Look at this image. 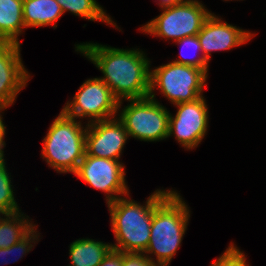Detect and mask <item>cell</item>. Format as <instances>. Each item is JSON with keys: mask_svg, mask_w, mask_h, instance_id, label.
I'll use <instances>...</instances> for the list:
<instances>
[{"mask_svg": "<svg viewBox=\"0 0 266 266\" xmlns=\"http://www.w3.org/2000/svg\"><path fill=\"white\" fill-rule=\"evenodd\" d=\"M83 53L104 74L103 80L121 105L122 99L133 100L149 96V60L139 50L111 48L100 44H77Z\"/></svg>", "mask_w": 266, "mask_h": 266, "instance_id": "6da1fadb", "label": "cell"}, {"mask_svg": "<svg viewBox=\"0 0 266 266\" xmlns=\"http://www.w3.org/2000/svg\"><path fill=\"white\" fill-rule=\"evenodd\" d=\"M189 217L187 205L175 191H167L156 202L151 222L150 242L144 253H154L158 266H169L180 247Z\"/></svg>", "mask_w": 266, "mask_h": 266, "instance_id": "7a4b0ae2", "label": "cell"}, {"mask_svg": "<svg viewBox=\"0 0 266 266\" xmlns=\"http://www.w3.org/2000/svg\"><path fill=\"white\" fill-rule=\"evenodd\" d=\"M167 191L156 190L142 206L119 197L108 204L112 229L117 244L113 249L122 252L144 253L150 242V230L156 202Z\"/></svg>", "mask_w": 266, "mask_h": 266, "instance_id": "3957f363", "label": "cell"}, {"mask_svg": "<svg viewBox=\"0 0 266 266\" xmlns=\"http://www.w3.org/2000/svg\"><path fill=\"white\" fill-rule=\"evenodd\" d=\"M81 122L67 116L63 111L51 124L46 137L42 155L47 164L61 173H75L84 158L85 134Z\"/></svg>", "mask_w": 266, "mask_h": 266, "instance_id": "277c9868", "label": "cell"}, {"mask_svg": "<svg viewBox=\"0 0 266 266\" xmlns=\"http://www.w3.org/2000/svg\"><path fill=\"white\" fill-rule=\"evenodd\" d=\"M207 75L202 69L174 62L159 66L150 72V93L155 86L172 104L193 102L202 96Z\"/></svg>", "mask_w": 266, "mask_h": 266, "instance_id": "5b68a950", "label": "cell"}, {"mask_svg": "<svg viewBox=\"0 0 266 266\" xmlns=\"http://www.w3.org/2000/svg\"><path fill=\"white\" fill-rule=\"evenodd\" d=\"M161 9H164L162 14L142 26L141 30L174 41L196 36L211 14L197 0H181L177 4Z\"/></svg>", "mask_w": 266, "mask_h": 266, "instance_id": "8992f818", "label": "cell"}, {"mask_svg": "<svg viewBox=\"0 0 266 266\" xmlns=\"http://www.w3.org/2000/svg\"><path fill=\"white\" fill-rule=\"evenodd\" d=\"M122 109L120 120L128 136L141 141H158L168 137L169 111L154 96L128 100Z\"/></svg>", "mask_w": 266, "mask_h": 266, "instance_id": "52a82bcc", "label": "cell"}, {"mask_svg": "<svg viewBox=\"0 0 266 266\" xmlns=\"http://www.w3.org/2000/svg\"><path fill=\"white\" fill-rule=\"evenodd\" d=\"M119 101L108 85L100 78L86 80L72 102H67L62 111L69 117H90L89 122L113 118L119 110Z\"/></svg>", "mask_w": 266, "mask_h": 266, "instance_id": "ba28073f", "label": "cell"}, {"mask_svg": "<svg viewBox=\"0 0 266 266\" xmlns=\"http://www.w3.org/2000/svg\"><path fill=\"white\" fill-rule=\"evenodd\" d=\"M74 174L90 186L106 192L107 204L119 198L116 194L128 193L124 165L117 160L85 154Z\"/></svg>", "mask_w": 266, "mask_h": 266, "instance_id": "9c48e42d", "label": "cell"}, {"mask_svg": "<svg viewBox=\"0 0 266 266\" xmlns=\"http://www.w3.org/2000/svg\"><path fill=\"white\" fill-rule=\"evenodd\" d=\"M178 111L169 115L168 137L176 136L184 148L196 147L207 131L208 108L203 96L193 102L176 104Z\"/></svg>", "mask_w": 266, "mask_h": 266, "instance_id": "30bf717a", "label": "cell"}, {"mask_svg": "<svg viewBox=\"0 0 266 266\" xmlns=\"http://www.w3.org/2000/svg\"><path fill=\"white\" fill-rule=\"evenodd\" d=\"M127 138H129L128 133L119 118L88 123L85 154L118 161Z\"/></svg>", "mask_w": 266, "mask_h": 266, "instance_id": "8fae6325", "label": "cell"}, {"mask_svg": "<svg viewBox=\"0 0 266 266\" xmlns=\"http://www.w3.org/2000/svg\"><path fill=\"white\" fill-rule=\"evenodd\" d=\"M29 78L20 58V44L0 42V108L14 103Z\"/></svg>", "mask_w": 266, "mask_h": 266, "instance_id": "7c38bea8", "label": "cell"}, {"mask_svg": "<svg viewBox=\"0 0 266 266\" xmlns=\"http://www.w3.org/2000/svg\"><path fill=\"white\" fill-rule=\"evenodd\" d=\"M253 34L243 31L213 15L205 20L197 38L201 45L202 56L209 61L211 51L227 50L249 41Z\"/></svg>", "mask_w": 266, "mask_h": 266, "instance_id": "4fadbf2b", "label": "cell"}, {"mask_svg": "<svg viewBox=\"0 0 266 266\" xmlns=\"http://www.w3.org/2000/svg\"><path fill=\"white\" fill-rule=\"evenodd\" d=\"M24 27L23 0H0V42L20 44L18 36Z\"/></svg>", "mask_w": 266, "mask_h": 266, "instance_id": "5bb4252c", "label": "cell"}, {"mask_svg": "<svg viewBox=\"0 0 266 266\" xmlns=\"http://www.w3.org/2000/svg\"><path fill=\"white\" fill-rule=\"evenodd\" d=\"M64 14L56 0H23L25 27H42L54 24Z\"/></svg>", "mask_w": 266, "mask_h": 266, "instance_id": "9a60e30c", "label": "cell"}, {"mask_svg": "<svg viewBox=\"0 0 266 266\" xmlns=\"http://www.w3.org/2000/svg\"><path fill=\"white\" fill-rule=\"evenodd\" d=\"M112 249L111 244L78 239L70 245L69 256L72 264L69 266H99Z\"/></svg>", "mask_w": 266, "mask_h": 266, "instance_id": "2e32d148", "label": "cell"}, {"mask_svg": "<svg viewBox=\"0 0 266 266\" xmlns=\"http://www.w3.org/2000/svg\"><path fill=\"white\" fill-rule=\"evenodd\" d=\"M18 211L0 217V248H8L24 238L35 225ZM25 219V220H24Z\"/></svg>", "mask_w": 266, "mask_h": 266, "instance_id": "e0dca14e", "label": "cell"}, {"mask_svg": "<svg viewBox=\"0 0 266 266\" xmlns=\"http://www.w3.org/2000/svg\"><path fill=\"white\" fill-rule=\"evenodd\" d=\"M63 13L70 11L73 14L86 18L92 21H103L110 25L116 26L111 18L106 15L103 8L96 2V0H56ZM114 23V24H113Z\"/></svg>", "mask_w": 266, "mask_h": 266, "instance_id": "ac0fdd59", "label": "cell"}, {"mask_svg": "<svg viewBox=\"0 0 266 266\" xmlns=\"http://www.w3.org/2000/svg\"><path fill=\"white\" fill-rule=\"evenodd\" d=\"M5 160L0 159V212L10 214L19 211V207L14 199L11 178L7 173Z\"/></svg>", "mask_w": 266, "mask_h": 266, "instance_id": "d6986e66", "label": "cell"}, {"mask_svg": "<svg viewBox=\"0 0 266 266\" xmlns=\"http://www.w3.org/2000/svg\"><path fill=\"white\" fill-rule=\"evenodd\" d=\"M179 44H183V47H187V48H192V49H195V50H200L202 51L201 49V45L199 43V40L197 38V35L196 36H188V37H185V38H182L178 41H175ZM182 59H177L175 61H173L174 63H177V64H183V65H190V66H194V67H197L199 69H202L206 74H207V70H208V61L204 58V56H198V58L196 59H187L185 58L186 56L184 55H180Z\"/></svg>", "mask_w": 266, "mask_h": 266, "instance_id": "ffe728a7", "label": "cell"}, {"mask_svg": "<svg viewBox=\"0 0 266 266\" xmlns=\"http://www.w3.org/2000/svg\"><path fill=\"white\" fill-rule=\"evenodd\" d=\"M211 266H248L243 252L231 244Z\"/></svg>", "mask_w": 266, "mask_h": 266, "instance_id": "44dd1931", "label": "cell"}, {"mask_svg": "<svg viewBox=\"0 0 266 266\" xmlns=\"http://www.w3.org/2000/svg\"><path fill=\"white\" fill-rule=\"evenodd\" d=\"M34 229H35V227L24 238H22L20 241H18L17 243L12 245L11 247L0 248V257L2 256L3 257L2 259H4L5 255L8 257V255H10L12 253L14 254L15 252L16 253L19 252V254L22 253L23 255L26 252L28 253L29 250H31L33 247L31 242L35 243L34 241L38 238V235ZM35 233H36V235H35ZM18 256H20V258L22 257L21 254ZM7 260H9V259H7ZM4 261H5V259H4ZM5 264H7V262Z\"/></svg>", "mask_w": 266, "mask_h": 266, "instance_id": "7402d4cb", "label": "cell"}, {"mask_svg": "<svg viewBox=\"0 0 266 266\" xmlns=\"http://www.w3.org/2000/svg\"><path fill=\"white\" fill-rule=\"evenodd\" d=\"M122 266H158L153 259L143 253L122 252Z\"/></svg>", "mask_w": 266, "mask_h": 266, "instance_id": "603a6c76", "label": "cell"}, {"mask_svg": "<svg viewBox=\"0 0 266 266\" xmlns=\"http://www.w3.org/2000/svg\"><path fill=\"white\" fill-rule=\"evenodd\" d=\"M99 266H122V251L112 249Z\"/></svg>", "mask_w": 266, "mask_h": 266, "instance_id": "cb8c5ba5", "label": "cell"}, {"mask_svg": "<svg viewBox=\"0 0 266 266\" xmlns=\"http://www.w3.org/2000/svg\"><path fill=\"white\" fill-rule=\"evenodd\" d=\"M2 108H0V112H1ZM4 135H5V126L3 124V121H2V117H1V114H0V159H4V154H3V147H5V141H3V138H4Z\"/></svg>", "mask_w": 266, "mask_h": 266, "instance_id": "d4e9b609", "label": "cell"}, {"mask_svg": "<svg viewBox=\"0 0 266 266\" xmlns=\"http://www.w3.org/2000/svg\"><path fill=\"white\" fill-rule=\"evenodd\" d=\"M160 1V6L162 7H166V6H171L174 4H177L179 1L181 0H159Z\"/></svg>", "mask_w": 266, "mask_h": 266, "instance_id": "484cf974", "label": "cell"}]
</instances>
